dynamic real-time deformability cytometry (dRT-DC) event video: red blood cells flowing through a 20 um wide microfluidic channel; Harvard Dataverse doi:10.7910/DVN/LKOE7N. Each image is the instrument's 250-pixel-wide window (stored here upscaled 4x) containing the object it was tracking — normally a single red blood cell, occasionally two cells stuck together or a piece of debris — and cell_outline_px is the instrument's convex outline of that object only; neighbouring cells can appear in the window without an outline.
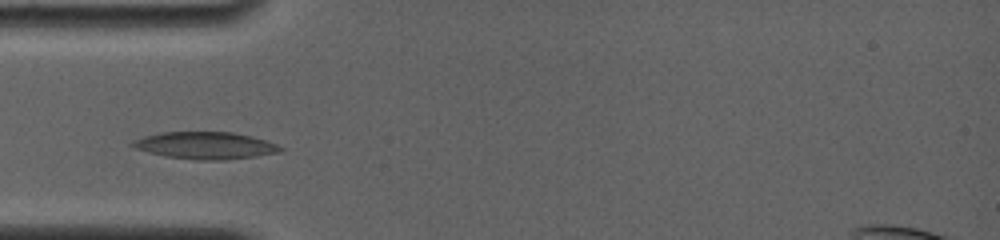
{"species": "common noctule bat (a hibernating species)", "species_latin": "Nyctalus noctula", "temperature_condition": "room temperature", "stored_images_in_passage": 12, "camera_frame_rate_fps": 4000, "um_per_image_px": 0.085, "animal": {"sex": "female", "body_mass_g": 19.0, "forearm_length_mm": 56.7}, "frame": {"image": 1, "passage_image": 6, "time_ms": 1.25, "image_size_px": [1000, 240], "cell_outline_px": [[284, 148], [280, 152], [256, 156], [224, 160], [200, 160], [164, 156], [132, 148], [128, 144], [132, 140], [144, 136], [160, 132], [232, 132], [252, 136], [276, 144]], "centroid_in_image_um": [17.4, 12.36], "position_along_channel_um": 67.6, "area_um2": 23.47}}